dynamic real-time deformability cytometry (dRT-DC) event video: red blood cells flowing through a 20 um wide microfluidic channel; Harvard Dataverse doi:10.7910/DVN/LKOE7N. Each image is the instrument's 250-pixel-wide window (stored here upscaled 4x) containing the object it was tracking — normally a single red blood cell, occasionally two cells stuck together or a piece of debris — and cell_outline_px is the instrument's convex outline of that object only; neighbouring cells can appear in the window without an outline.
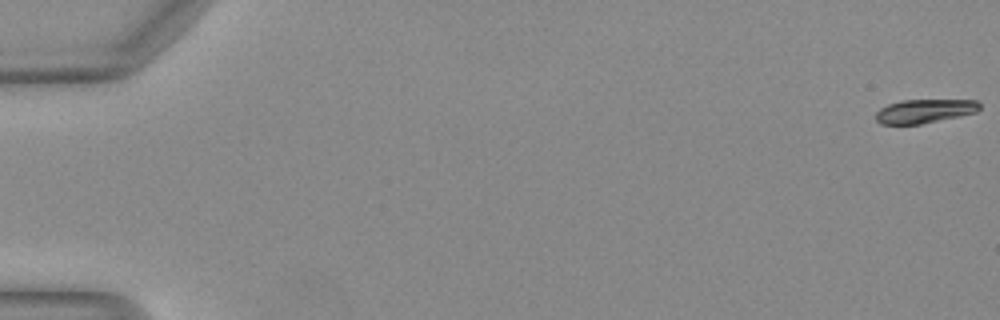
{"species": "Egyptian fruit bat (a non-hibernating species)", "species_latin": "Rousettus aegyptiacus", "temperature_condition": "warm", "stored_images_in_passage": 51, "camera_frame_rate_fps": 3000, "um_per_image_px": 0.085, "animal": {"sex": "female"}, "frame": {"image": 1, "passage_image": 1, "time_ms": 0.0, "image_size_px": [1000, 320], "cell_outline_px": [[980, 108], [976, 112], [960, 116], [920, 124], [880, 124], [876, 120], [876, 112], [880, 108], [888, 104], [900, 100], [976, 100], [980, 104]], "centroid_in_image_um": [78.57, 9.44], "position_along_channel_um": 6.4, "area_um2": 14.39}}
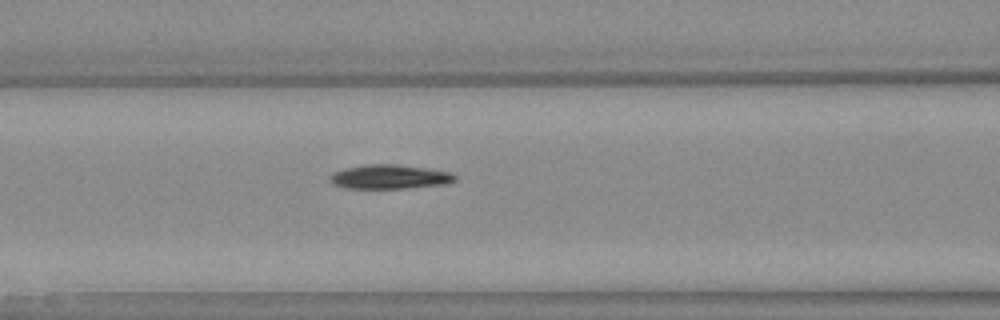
{"frame": {"image": 2, "passage_image": 23, "time_ms": 7.333, "image_size_px": [1000, 320], "cell_outline_px": [[456, 180], [444, 184], [404, 188], [344, 188], [332, 184], [328, 180], [328, 176], [332, 172], [344, 168], [364, 164], [396, 164], [452, 172], [456, 176]], "centroid_in_image_um": [33.04, 15.02], "position_along_channel_um": 133.6, "area_um2": 17.74}}
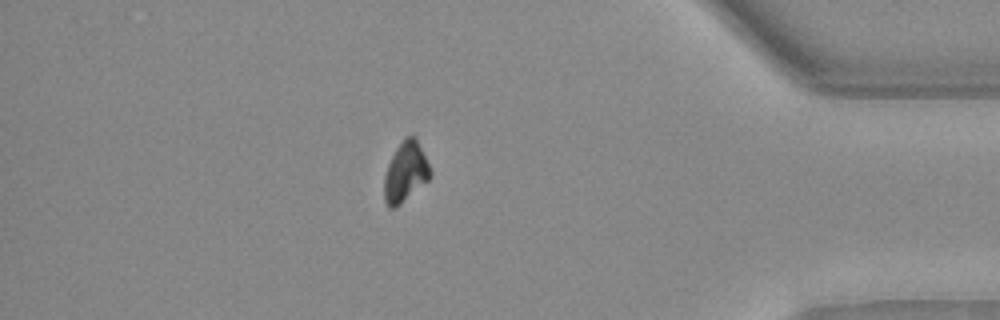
{"frame": {"image": 3, "passage_image": 45, "time_ms": 14.667, "image_size_px": [1000, 320], "cell_outline_px": [[432, 176], [428, 180], [396, 208], [388, 208], [384, 200], [384, 176], [388, 164], [396, 148], [404, 136], [416, 136], [432, 172]], "centroid_in_image_um": [34.46, 14.62], "position_along_channel_um": 400.7, "area_um2": 16.18}, "authors_computed_cell_mechanics": {"area_um2": 16.9932, "velocity_mm_per_s": 4.1073, "shape_relaxation_time_tau1_ms": 3.1186, "shape_relaxation_time_tau2_ms": null, "deformation_change_tau1": 0.147, "deformation_change_tau2": null}}